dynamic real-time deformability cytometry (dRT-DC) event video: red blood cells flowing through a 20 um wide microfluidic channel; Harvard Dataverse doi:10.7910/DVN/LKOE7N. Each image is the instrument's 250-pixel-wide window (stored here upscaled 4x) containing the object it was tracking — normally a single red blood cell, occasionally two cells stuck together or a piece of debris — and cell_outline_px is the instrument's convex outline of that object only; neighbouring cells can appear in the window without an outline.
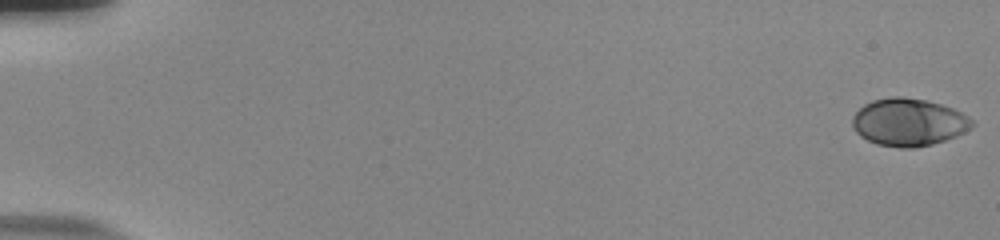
{"species": "human", "species_latin": "Homo sapiens", "temperature_condition": "room temperature", "stored_images_in_passage": 56, "camera_frame_rate_fps": 3000, "um_per_image_px": 0.085, "donor": {"sex": "male"}, "frame": {"image": 1, "passage_image": 1, "time_ms": 0.0, "image_size_px": [1000, 240], "cell_outline_px": [[976, 124], [972, 128], [956, 136], [932, 144], [912, 148], [900, 148], [876, 144], [860, 136], [852, 128], [852, 116], [864, 104], [872, 100], [892, 96], [900, 96], [928, 100], [952, 108], [968, 116]], "centroid_in_image_um": [77.22, 10.38], "position_along_channel_um": 7.8, "area_um2": 33.35}}
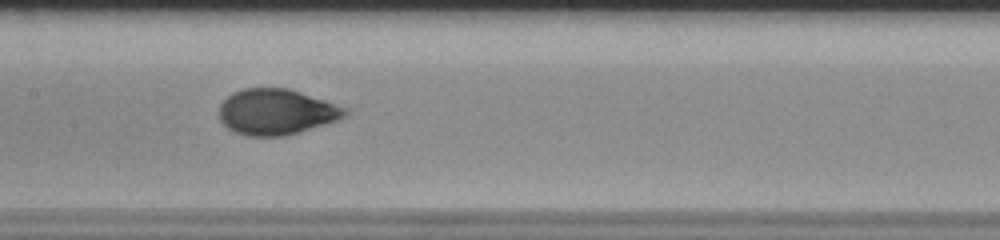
{"frame": {"image": 2, "passage_image": 30, "time_ms": 9.667, "image_size_px": [1000, 240], "cell_outline_px": [[348, 112], [344, 116], [336, 120], [324, 124], [284, 136], [248, 136], [232, 132], [220, 120], [220, 104], [232, 92], [244, 88], [288, 88], [348, 108]], "centroid_in_image_um": [23.45, 9.51], "position_along_channel_um": 183.9, "area_um2": 33.29}}
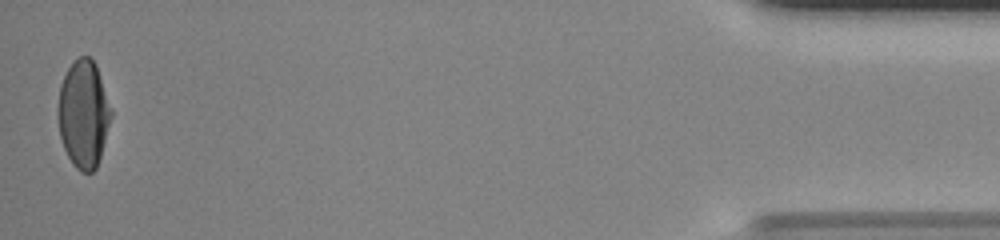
{"frame": {"image": 3, "passage_image": 56, "time_ms": 18.333, "image_size_px": [1000, 240], "cell_outline_px": [[112, 116], [100, 156], [96, 168], [92, 172], [80, 172], [72, 164], [64, 148], [60, 136], [56, 112], [56, 108], [60, 84], [68, 68], [80, 56], [88, 56], [96, 64], [112, 108]], "centroid_in_image_um": [7.08, 9.69], "position_along_channel_um": 428.1, "area_um2": 33.52}, "authors_computed_cell_mechanics": {"area_um2": 33.2928, "velocity_mm_per_s": 3.746, "shape_relaxation_time_tau1_ms": 4.5842, "shape_relaxation_time_tau2_ms": null, "deformation_change_tau1": 0.1971, "deformation_change_tau2": null}}